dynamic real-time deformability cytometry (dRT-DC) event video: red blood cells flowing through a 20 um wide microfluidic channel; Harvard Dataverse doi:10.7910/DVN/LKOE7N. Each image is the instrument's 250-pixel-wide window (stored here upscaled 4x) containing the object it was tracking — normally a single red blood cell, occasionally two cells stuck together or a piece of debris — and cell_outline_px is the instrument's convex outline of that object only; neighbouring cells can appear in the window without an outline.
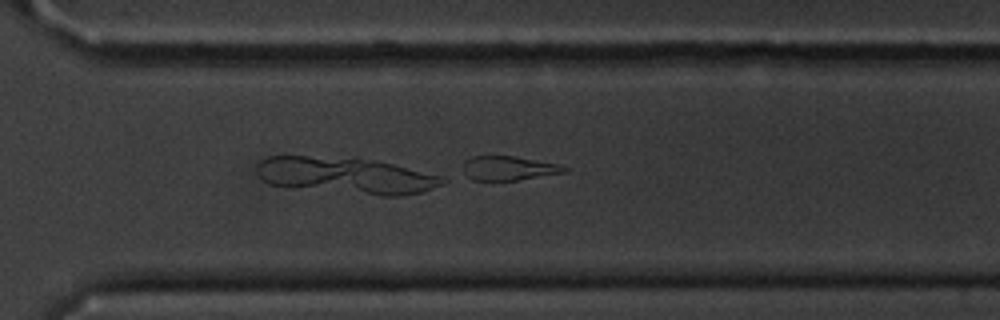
{"species": "common noctule bat (a hibernating species)", "species_latin": "Nyctalus noctula", "temperature_condition": "cold", "stored_images_in_passage": 34, "camera_frame_rate_fps": 3000, "um_per_image_px": 0.085, "animal": {"sex": "male", "body_mass_g": 20.1, "forearm_length_mm": 53.5}, "frame": {"image": 1, "passage_image": 34, "time_ms": 11.0, "image_size_px": [1000, 320], "cell_outline_px": [[568, 172], [516, 180], [472, 180], [464, 176], [464, 160], [472, 156], [516, 156], [560, 164], [568, 168]], "centroid_in_image_um": [43.24, 14.29], "position_along_channel_um": 327.4, "area_um2": 14.45}}